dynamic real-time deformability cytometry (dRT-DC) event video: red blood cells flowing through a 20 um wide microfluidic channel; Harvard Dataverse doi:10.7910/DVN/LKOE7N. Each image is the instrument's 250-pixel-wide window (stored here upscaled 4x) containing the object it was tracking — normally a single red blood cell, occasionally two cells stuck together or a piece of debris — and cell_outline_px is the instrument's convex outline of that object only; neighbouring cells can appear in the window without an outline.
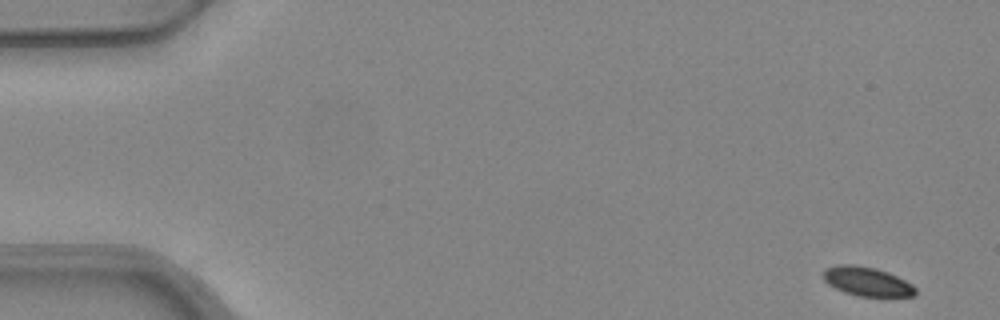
{"species": "common noctule bat (a hibernating species)", "species_latin": "Nyctalus noctula", "temperature_condition": "warm", "stored_images_in_passage": 51, "camera_frame_rate_fps": 3000, "um_per_image_px": 0.085, "animal": {"sex": "female", "body_mass_g": 24.6, "forearm_length_mm": 56.2}, "frame": {"image": 1, "passage_image": 1, "time_ms": 0.0, "image_size_px": [1000, 320], "cell_outline_px": [[916, 296], [860, 296], [844, 292], [828, 284], [820, 276], [824, 268], [836, 264], [852, 264], [876, 268], [888, 272], [912, 284], [916, 288]], "centroid_in_image_um": [73.65, 23.91], "position_along_channel_um": 11.4, "area_um2": 15.78}}
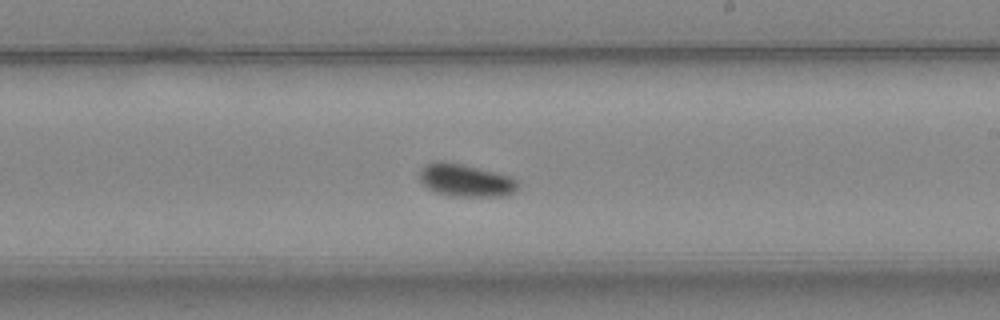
{"frame": {"image": 2, "passage_image": 30, "time_ms": 9.667, "image_size_px": [1000, 320], "cell_outline_px": [[520, 184], [516, 192], [508, 196], [448, 196], [436, 192], [428, 188], [420, 180], [420, 168], [436, 160], [444, 160], [480, 168], [512, 176], [520, 180]], "centroid_in_image_um": [39.65, 15.32], "position_along_channel_um": 249.4, "area_um2": 19.13}}
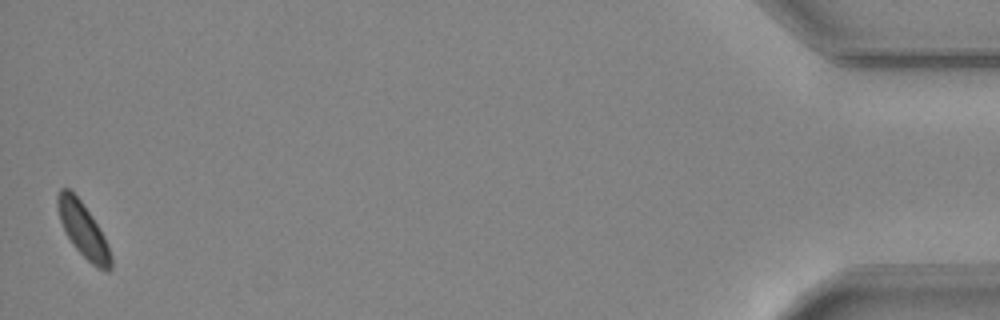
{"frame": {"image": 3, "passage_image": 51, "time_ms": 16.667, "image_size_px": [1000, 320], "cell_outline_px": [[112, 268], [108, 272], [96, 268], [72, 244], [60, 220], [56, 204], [56, 196], [60, 188], [68, 188], [80, 200], [92, 216], [104, 236], [108, 244], [112, 256]], "centroid_in_image_um": [7.08, 19.56], "position_along_channel_um": 428.1, "area_um2": 16.82}, "authors_computed_cell_mechanics": {"area_um2": 17.3978, "velocity_mm_per_s": 3.9115, "shape_relaxation_time_tau1_ms": 1.9906, "shape_relaxation_time_tau2_ms": null, "deformation_change_tau1": 0.0444, "deformation_change_tau2": null}}